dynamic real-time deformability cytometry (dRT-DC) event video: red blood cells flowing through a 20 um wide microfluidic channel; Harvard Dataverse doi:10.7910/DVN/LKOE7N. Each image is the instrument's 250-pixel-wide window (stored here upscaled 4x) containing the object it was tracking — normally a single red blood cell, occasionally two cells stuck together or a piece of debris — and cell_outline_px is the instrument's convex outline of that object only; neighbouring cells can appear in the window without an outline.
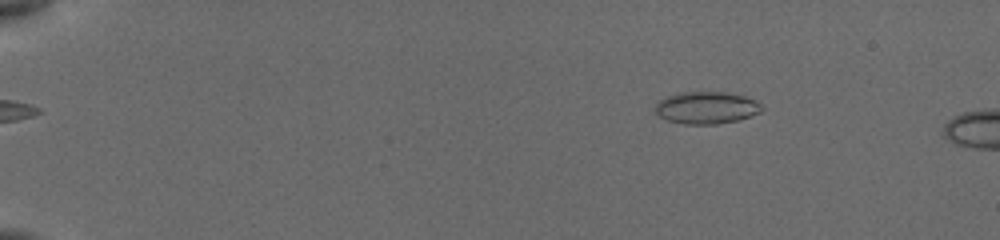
{"species": "common noctule bat (a hibernating species)", "species_latin": "Nyctalus noctula", "temperature_condition": "cold", "stored_images_in_passage": 20, "camera_frame_rate_fps": 3000, "um_per_image_px": 0.085, "animal": {"sex": "female", "body_mass_g": 19.5, "forearm_length_mm": 54.1}, "frame": {"image": 1, "passage_image": 12, "time_ms": 2.667, "image_size_px": [1000, 240], "cell_outline_px": [[764, 108], [760, 112], [740, 120], [716, 124], [684, 124], [668, 120], [660, 116], [656, 112], [656, 104], [660, 100], [668, 96], [680, 92], [728, 92], [744, 96], [756, 100]], "centroid_in_image_um": [60.08, 9.15], "position_along_channel_um": 24.9, "area_um2": 19.94}}